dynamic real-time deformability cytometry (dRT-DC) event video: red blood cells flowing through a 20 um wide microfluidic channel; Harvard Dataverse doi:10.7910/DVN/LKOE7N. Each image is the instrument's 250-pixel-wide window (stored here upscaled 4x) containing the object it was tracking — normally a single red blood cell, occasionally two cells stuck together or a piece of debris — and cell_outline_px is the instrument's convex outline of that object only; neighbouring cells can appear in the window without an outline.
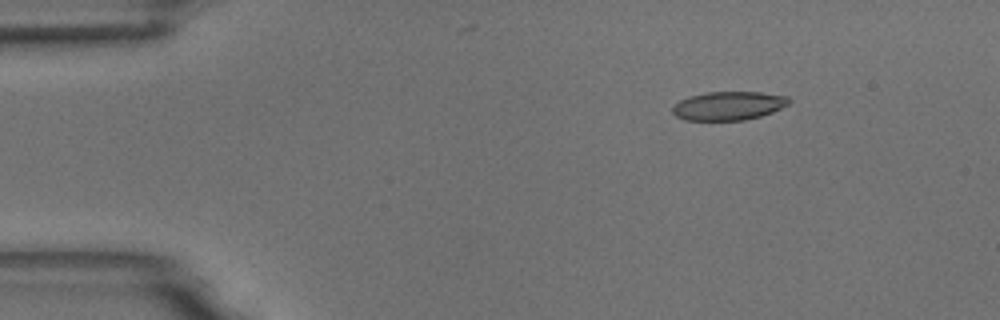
{"species": "common noctule bat (a hibernating species)", "species_latin": "Nyctalus noctula", "temperature_condition": "room temperature", "stored_images_in_passage": 6, "segment_of_instrument_passage": [2, 2], "camera_frame_rate_fps": 3000, "um_per_image_px": 0.085, "animal": {"sex": "male", "body_mass_g": 18.8}, "frame": {"image": 1, "passage_image": 6, "time_ms": 6.333, "image_size_px": [1000, 320], "cell_outline_px": [[792, 100], [788, 104], [772, 112], [760, 116], [744, 120], [684, 120], [676, 116], [672, 112], [672, 108], [680, 100], [688, 96], [708, 92], [760, 92], [788, 96]], "centroid_in_image_um": [61.93, 8.99], "position_along_channel_um": 23.1, "area_um2": 19.42}}